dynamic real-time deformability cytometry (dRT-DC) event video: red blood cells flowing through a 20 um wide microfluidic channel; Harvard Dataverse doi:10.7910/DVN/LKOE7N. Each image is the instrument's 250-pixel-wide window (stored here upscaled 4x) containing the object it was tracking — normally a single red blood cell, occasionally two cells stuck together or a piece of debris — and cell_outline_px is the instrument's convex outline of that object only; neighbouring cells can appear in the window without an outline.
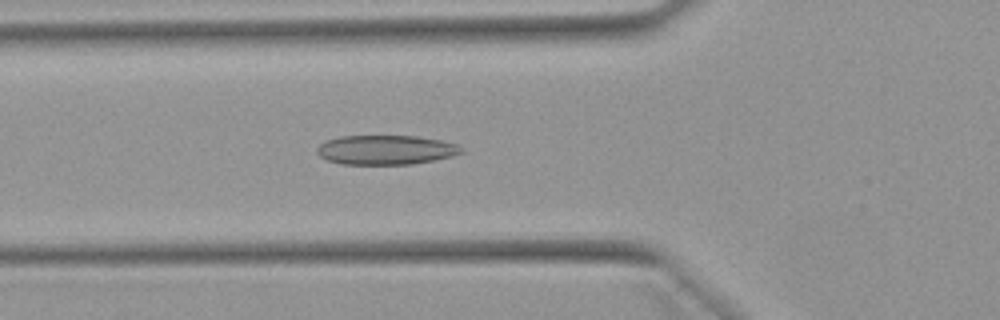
{"species": "Egyptian fruit bat (a non-hibernating species)", "species_latin": "Rousettus aegyptiacus", "temperature_condition": "warm", "stored_images_in_passage": 48, "camera_frame_rate_fps": 3000, "um_per_image_px": 0.085, "animal": {"sex": "female"}, "frame": {"image": 1, "passage_image": 15, "time_ms": 4.667, "image_size_px": [1000, 320], "cell_outline_px": [[464, 152], [452, 156], [412, 164], [340, 164], [328, 160], [320, 156], [316, 152], [316, 148], [324, 140], [340, 136], [416, 136], [440, 140], [456, 144]], "centroid_in_image_um": [32.74, 12.73], "position_along_channel_um": 93.1, "area_um2": 24.68}}
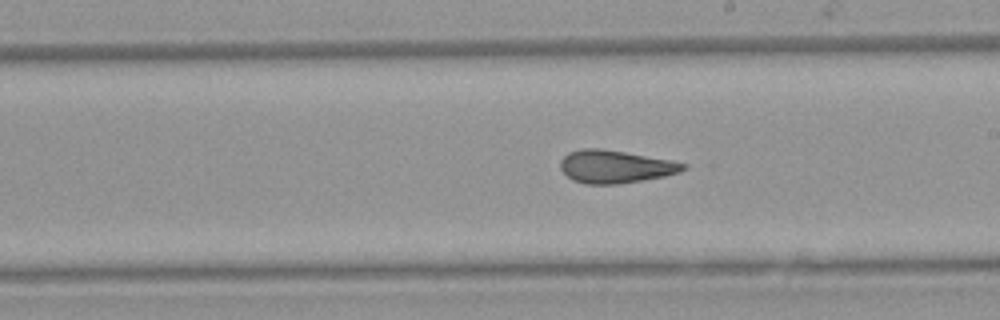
{"frame": {"image": 2, "passage_image": 26, "time_ms": 8.333, "image_size_px": [1000, 320], "cell_outline_px": [[688, 168], [680, 172], [664, 176], [616, 184], [584, 184], [572, 180], [560, 168], [560, 160], [568, 152], [584, 148], [600, 148], [672, 160], [688, 164]], "centroid_in_image_um": [52.3, 14.16], "position_along_channel_um": 236.7, "area_um2": 23.47}}
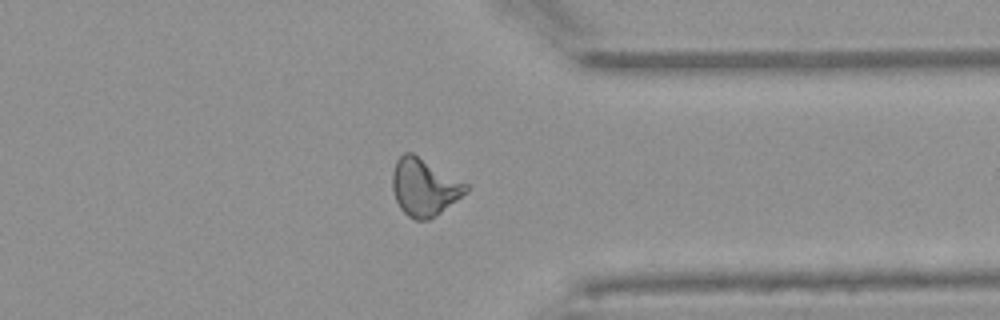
{"frame": {"image": 3, "passage_image": 37, "time_ms": 12.0, "image_size_px": [1000, 320], "cell_outline_px": [[468, 192], [436, 216], [428, 220], [416, 220], [408, 216], [400, 208], [396, 200], [392, 188], [392, 172], [396, 160], [404, 152], [412, 152], [468, 184]], "centroid_in_image_um": [36.06, 15.91], "position_along_channel_um": 375.3, "area_um2": 24.62}, "authors_computed_cell_mechanics": {"area_um2": 24.3338, "velocity_mm_per_s": 3.9161, "shape_relaxation_time_tau1_ms": null, "shape_relaxation_time_tau2_ms": 2.2354, "deformation_change_tau1": null, "deformation_change_tau2": 0.1023}}